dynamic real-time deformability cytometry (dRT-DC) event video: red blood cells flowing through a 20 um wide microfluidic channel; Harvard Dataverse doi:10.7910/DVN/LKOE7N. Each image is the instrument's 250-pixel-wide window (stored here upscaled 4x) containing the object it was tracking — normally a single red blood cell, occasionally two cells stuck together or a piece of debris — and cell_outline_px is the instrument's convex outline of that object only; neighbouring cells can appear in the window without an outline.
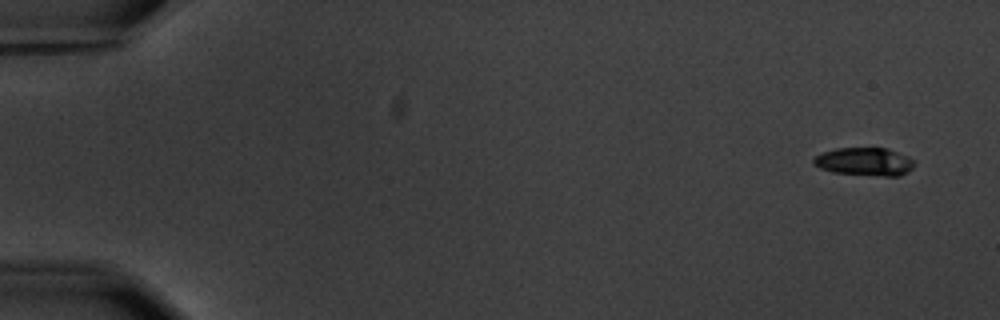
{"species": "common noctule bat (a hibernating species)", "species_latin": "Nyctalus noctula", "temperature_condition": "warm", "stored_images_in_passage": 6, "camera_frame_rate_fps": 3000, "um_per_image_px": 0.085, "animal": {"sex": "male", "body_mass_g": 20.1, "forearm_length_mm": 53.5}, "frame": {"image": 1, "passage_image": 1, "time_ms": 0.0, "image_size_px": [1000, 320], "cell_outline_px": [[916, 164], [908, 172], [900, 176], [884, 176], [832, 172], [820, 168], [812, 164], [812, 160], [816, 156], [824, 152], [836, 148], [884, 148], [908, 156], [916, 160]], "centroid_in_image_um": [73.52, 13.75], "position_along_channel_um": 11.5, "area_um2": 16.53}}
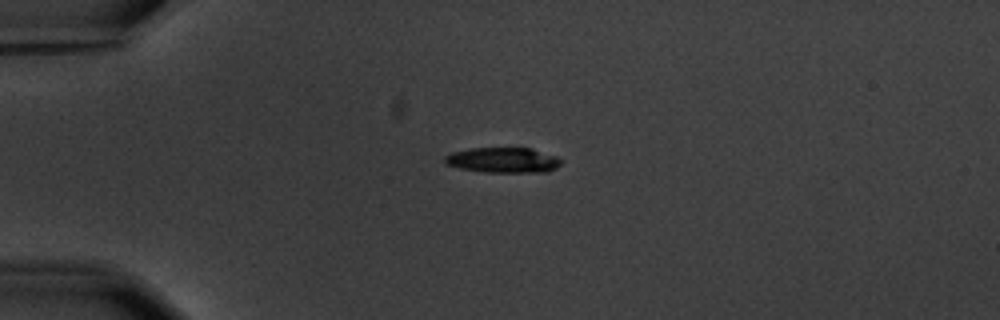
{"frame": {"image": 2, "passage_image": 4, "time_ms": 4.0, "image_size_px": [1000, 320], "cell_outline_px": [[560, 164], [556, 168], [548, 172], [484, 172], [460, 168], [444, 164], [444, 156], [452, 152], [472, 148], [532, 148], [556, 156], [560, 160]], "centroid_in_image_um": [42.74, 13.61], "position_along_channel_um": 42.3, "area_um2": 17.17}}
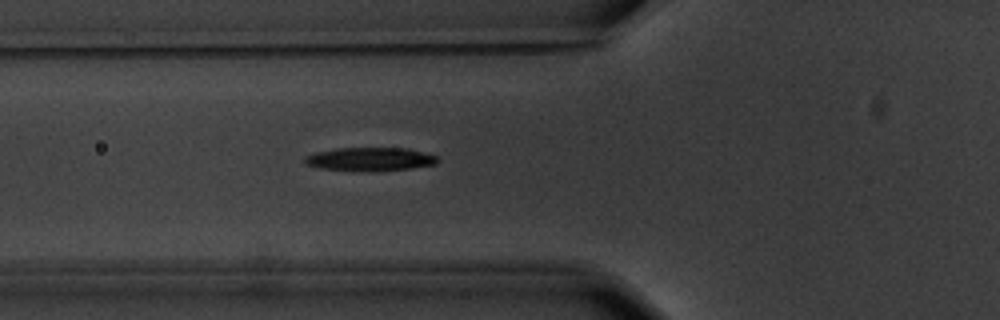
{"frame": {"image": 3, "passage_image": 6, "time_ms": 6.333, "image_size_px": [1000, 320], "cell_outline_px": [[440, 160], [436, 164], [412, 168], [320, 168], [304, 164], [304, 156], [316, 152], [336, 148], [408, 148], [436, 156]], "centroid_in_image_um": [31.46, 13.47], "position_along_channel_um": 94.3, "area_um2": 16.99}}